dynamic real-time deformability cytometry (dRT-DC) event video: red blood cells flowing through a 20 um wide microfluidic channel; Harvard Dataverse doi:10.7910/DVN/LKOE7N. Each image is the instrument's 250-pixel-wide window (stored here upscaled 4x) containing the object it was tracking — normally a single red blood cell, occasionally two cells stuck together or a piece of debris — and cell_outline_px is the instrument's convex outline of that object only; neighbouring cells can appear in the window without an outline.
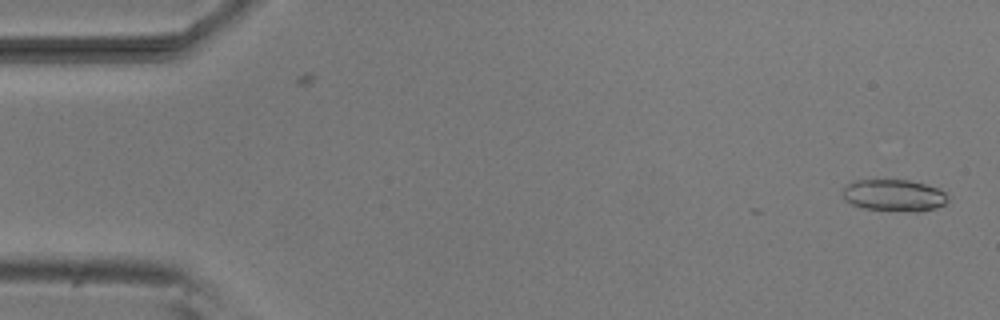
{"species": "common noctule bat (a hibernating species)", "species_latin": "Nyctalus noctula", "temperature_condition": "room temperature", "stored_images_in_passage": 8, "camera_frame_rate_fps": 3000, "um_per_image_px": 0.085, "animal": {"sex": "male", "body_mass_g": 20.5, "forearm_length_mm": 52.5}, "frame": {"image": 1, "passage_image": 1, "time_ms": 0.0, "image_size_px": [1000, 320], "cell_outline_px": [[948, 200], [944, 204], [936, 208], [920, 212], [912, 212], [864, 208], [852, 204], [844, 200], [844, 188], [852, 180], [908, 180], [924, 184], [936, 188], [944, 192]], "centroid_in_image_um": [75.99, 16.61], "position_along_channel_um": 9.0, "area_um2": 19.36}}